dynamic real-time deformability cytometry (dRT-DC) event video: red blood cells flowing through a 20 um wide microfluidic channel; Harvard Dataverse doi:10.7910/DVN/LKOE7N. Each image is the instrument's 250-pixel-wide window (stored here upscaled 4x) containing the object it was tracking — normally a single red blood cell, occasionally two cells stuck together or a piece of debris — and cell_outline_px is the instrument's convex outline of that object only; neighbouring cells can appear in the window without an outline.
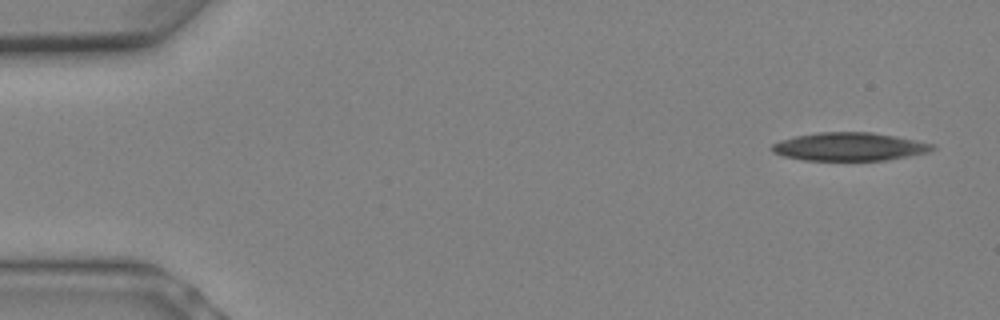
{"species": "Egyptian fruit bat (a non-hibernating species)", "species_latin": "Rousettus aegyptiacus", "temperature_condition": "warm", "stored_images_in_passage": 9, "camera_frame_rate_fps": 3000, "um_per_image_px": 0.085, "animal": {"sex": "female"}, "frame": {"image": 1, "passage_image": 1, "time_ms": 0.0, "image_size_px": [1000, 320], "cell_outline_px": [[936, 148], [928, 152], [888, 160], [804, 160], [784, 156], [772, 152], [772, 144], [780, 140], [796, 136], [820, 132], [872, 132], [896, 136], [936, 144]], "centroid_in_image_um": [72.23, 12.46], "position_along_channel_um": 12.8, "area_um2": 26.36}}
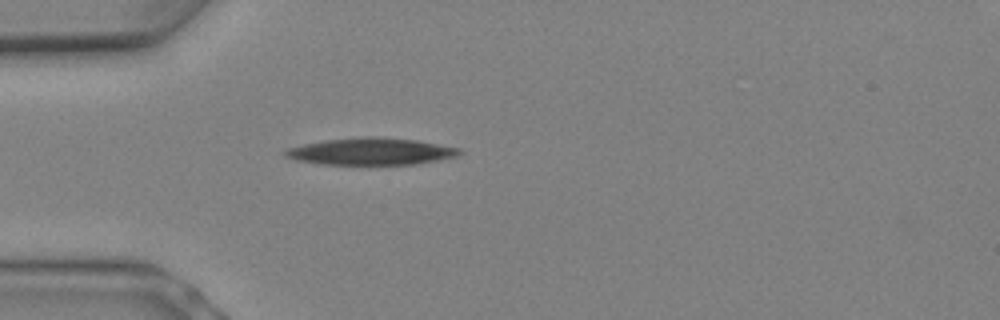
{"frame": {"image": 2, "passage_image": 6, "time_ms": 1.667, "image_size_px": [1000, 320], "cell_outline_px": [[464, 152], [460, 156], [412, 164], [320, 164], [296, 160], [284, 156], [280, 152], [288, 148], [304, 144], [324, 140], [360, 136], [380, 136], [416, 140], [460, 148]], "centroid_in_image_um": [31.52, 12.86], "position_along_channel_um": 53.5, "area_um2": 27.57}}
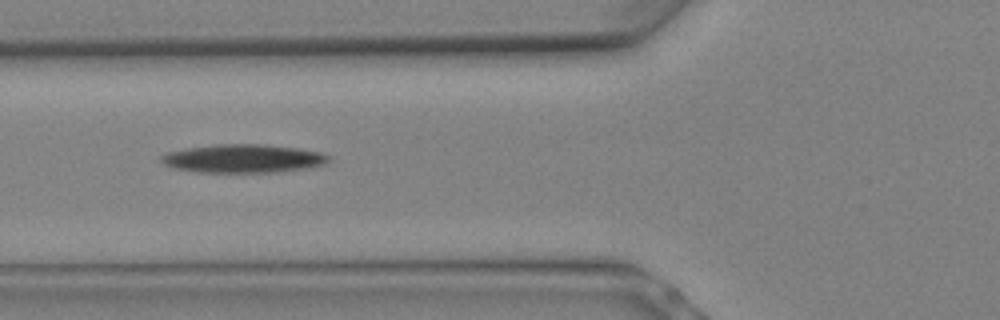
{"frame": {"image": 3, "passage_image": 8, "time_ms": 2.333, "image_size_px": [1000, 320], "cell_outline_px": [[332, 160], [324, 164], [308, 168], [280, 172], [196, 172], [172, 168], [164, 164], [160, 160], [160, 156], [168, 152], [184, 148], [216, 144], [264, 144], [300, 148], [320, 152], [332, 156]], "centroid_in_image_um": [20.7, 13.47], "position_along_channel_um": 105.1, "area_um2": 28.15}}